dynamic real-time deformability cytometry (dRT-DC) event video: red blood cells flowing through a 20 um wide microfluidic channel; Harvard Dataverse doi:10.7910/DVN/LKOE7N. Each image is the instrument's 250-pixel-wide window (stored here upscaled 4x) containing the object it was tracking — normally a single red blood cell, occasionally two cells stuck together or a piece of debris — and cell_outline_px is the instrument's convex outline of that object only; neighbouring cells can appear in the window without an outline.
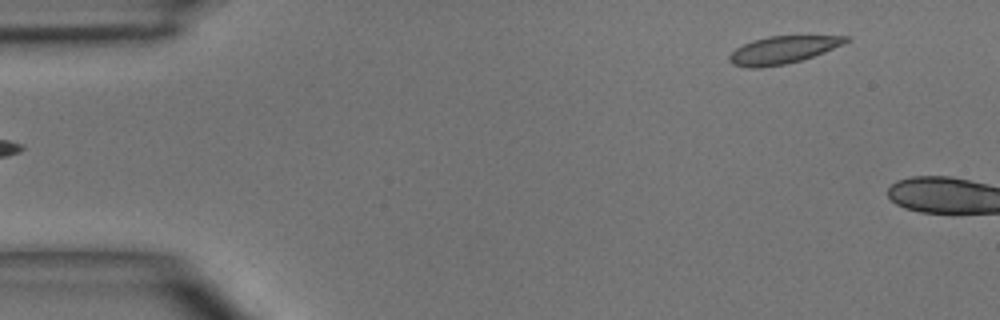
{"species": "common noctule bat (a hibernating species)", "species_latin": "Nyctalus noctula", "temperature_condition": "room temperature", "stored_images_in_passage": 5, "camera_frame_rate_fps": 3000, "um_per_image_px": 0.085, "animal": {"sex": "male", "body_mass_g": 15.6}, "frame": {"image": 1, "passage_image": 5, "time_ms": 4.667, "image_size_px": [1000, 320], "cell_outline_px": [[852, 40], [844, 44], [824, 52], [800, 60], [784, 64], [760, 68], [748, 68], [732, 64], [728, 60], [728, 56], [736, 48], [752, 40], [768, 36], [852, 36]], "centroid_in_image_um": [66.54, 4.24], "position_along_channel_um": 18.5, "area_um2": 18.67}}